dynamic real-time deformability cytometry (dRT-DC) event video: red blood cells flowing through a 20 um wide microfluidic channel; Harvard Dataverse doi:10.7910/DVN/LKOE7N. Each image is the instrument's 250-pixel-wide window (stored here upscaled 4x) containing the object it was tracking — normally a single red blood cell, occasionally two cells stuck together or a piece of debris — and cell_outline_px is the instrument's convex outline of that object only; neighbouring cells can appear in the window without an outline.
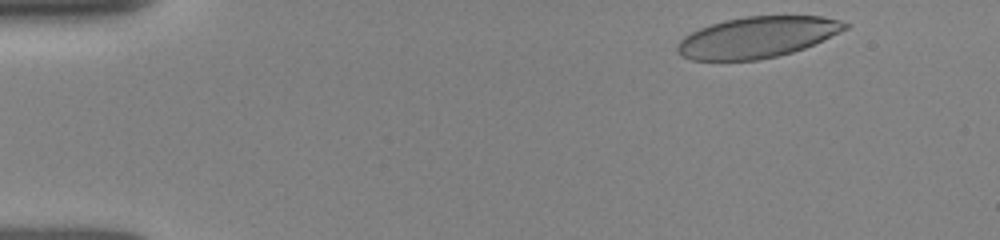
{"species": "human", "species_latin": "Homo sapiens", "temperature_condition": "room temperature", "stored_images_in_passage": 47, "camera_frame_rate_fps": 3000, "um_per_image_px": 0.085, "donor": {"sex": "female"}, "frame": {"image": 1, "passage_image": 2, "time_ms": 0.333, "image_size_px": [1000, 240], "cell_outline_px": [[848, 28], [840, 32], [804, 48], [792, 52], [776, 56], [756, 60], [692, 60], [680, 56], [676, 52], [676, 48], [680, 40], [684, 36], [700, 28], [724, 20], [748, 16], [820, 16], [840, 20], [848, 24]], "centroid_in_image_um": [64.33, 3.17], "position_along_channel_um": 20.7, "area_um2": 39.88}}
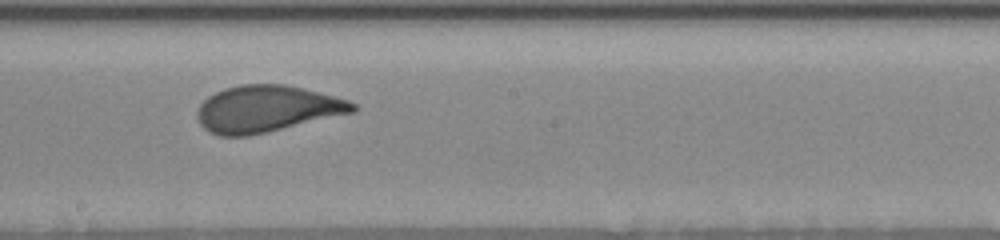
{"frame": {"image": 2, "passage_image": 25, "time_ms": 8.0, "image_size_px": [1000, 240], "cell_outline_px": [[356, 108], [352, 112], [248, 136], [220, 136], [208, 132], [200, 124], [196, 116], [196, 112], [200, 104], [208, 96], [224, 88], [240, 84], [284, 84], [348, 100], [356, 104]], "centroid_in_image_um": [22.59, 9.25], "position_along_channel_um": 225.6, "area_um2": 41.73}}
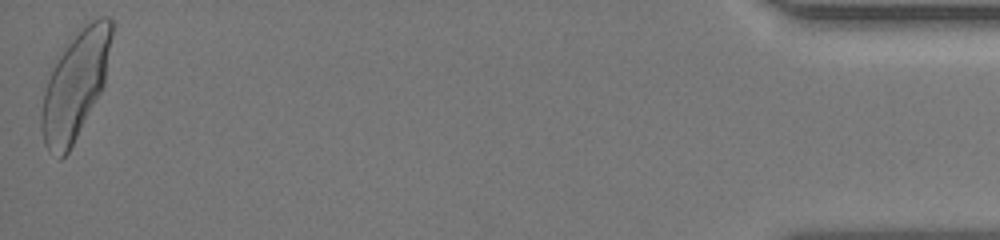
{"frame": {"image": 3, "passage_image": 47, "time_ms": 15.333, "image_size_px": [1000, 240], "cell_outline_px": [[112, 36], [104, 84], [100, 92], [68, 152], [60, 160], [48, 152], [44, 144], [40, 128], [40, 112], [44, 92], [52, 60], [80, 28], [92, 20], [100, 16], [108, 16], [112, 20]], "centroid_in_image_um": [6.35, 7.21], "position_along_channel_um": 428.9, "area_um2": 44.16}, "authors_computed_cell_mechanics": {"area_um2": 42.1362, "velocity_mm_per_s": 3.9277, "shape_relaxation_time_tau1_ms": 3.1609, "shape_relaxation_time_tau2_ms": null, "deformation_change_tau1": 0.1664, "deformation_change_tau2": null}}